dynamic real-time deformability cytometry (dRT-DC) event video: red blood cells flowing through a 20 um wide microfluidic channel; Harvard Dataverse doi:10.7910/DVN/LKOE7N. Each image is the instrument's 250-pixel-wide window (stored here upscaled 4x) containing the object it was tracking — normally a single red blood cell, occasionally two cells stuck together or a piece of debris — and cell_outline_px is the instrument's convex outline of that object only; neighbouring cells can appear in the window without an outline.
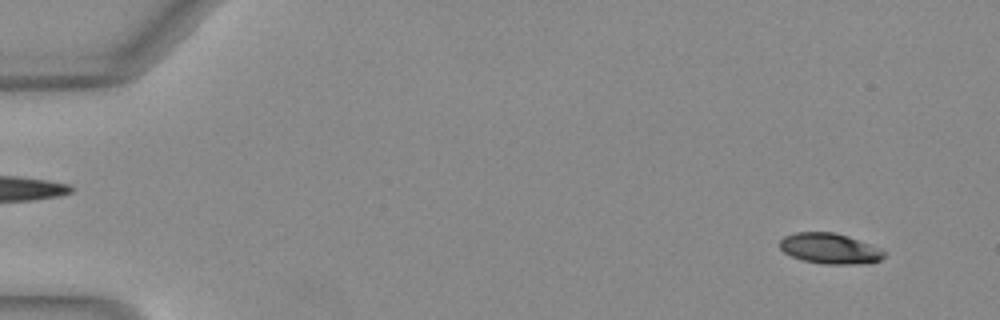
{"species": "Egyptian fruit bat (a non-hibernating species)", "species_latin": "Rousettus aegyptiacus", "temperature_condition": "warm", "stored_images_in_passage": 51, "camera_frame_rate_fps": 3000, "um_per_image_px": 0.085, "animal": {"sex": "female"}, "frame": {"image": 1, "passage_image": 4, "time_ms": 1.0, "image_size_px": [1000, 320], "cell_outline_px": [[884, 256], [880, 260], [860, 264], [824, 264], [800, 260], [784, 252], [780, 248], [780, 240], [784, 236], [796, 232], [832, 232], [848, 236], [880, 248], [884, 252]], "centroid_in_image_um": [70.5, 21.13], "position_along_channel_um": 14.5, "area_um2": 18.5}}
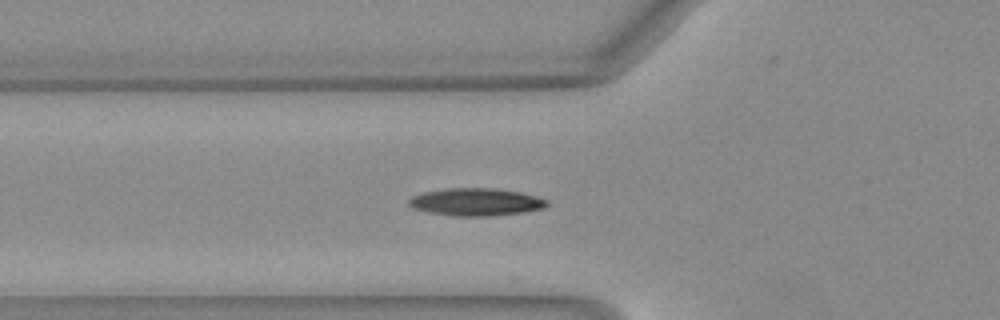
{"frame": {"image": 2, "passage_image": 19, "time_ms": 6.0, "image_size_px": [1000, 320], "cell_outline_px": [[548, 204], [544, 208], [524, 212], [492, 216], [456, 216], [428, 212], [412, 208], [408, 204], [408, 200], [412, 196], [424, 192], [448, 188], [492, 188], [520, 192], [536, 196], [548, 200]], "centroid_in_image_um": [40.45, 17.17], "position_along_channel_um": 85.3, "area_um2": 22.2}}
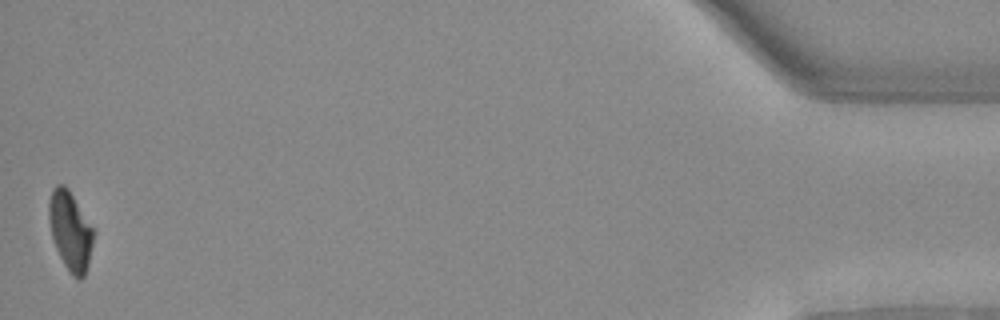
{"frame": {"image": 3, "passage_image": 51, "time_ms": 16.667, "image_size_px": [1000, 320], "cell_outline_px": [[96, 232], [88, 264], [84, 276], [80, 280], [76, 280], [72, 276], [64, 264], [56, 248], [52, 236], [48, 220], [48, 204], [52, 188], [56, 184], [64, 184], [68, 188]], "centroid_in_image_um": [5.98, 19.62], "position_along_channel_um": 429.2, "area_um2": 20.75}, "authors_computed_cell_mechanics": {"area_um2": 20.7502, "velocity_mm_per_s": 4.0577, "shape_relaxation_time_tau1_ms": 5.8322, "shape_relaxation_time_tau2_ms": 5.3732, "deformation_change_tau1": 0.1817, "deformation_change_tau2": 0.1111}}